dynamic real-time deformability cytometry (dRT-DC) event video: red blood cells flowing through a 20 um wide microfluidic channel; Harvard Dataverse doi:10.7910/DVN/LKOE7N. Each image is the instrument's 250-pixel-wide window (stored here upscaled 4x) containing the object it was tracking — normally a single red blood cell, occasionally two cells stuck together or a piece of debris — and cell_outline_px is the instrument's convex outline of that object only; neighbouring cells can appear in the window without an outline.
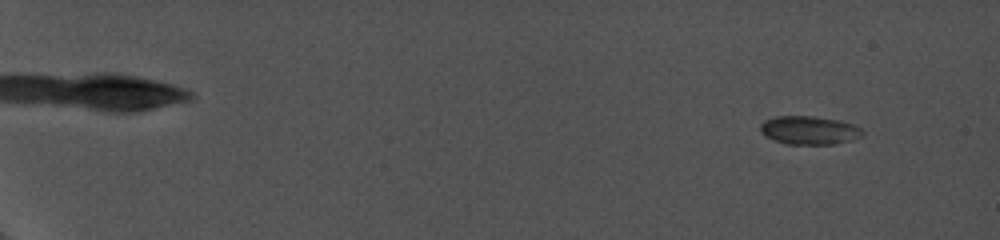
{"species": "common noctule bat (a hibernating species)", "species_latin": "Nyctalus noctula", "temperature_condition": "cold", "stored_images_in_passage": 84, "camera_frame_rate_fps": 5000, "um_per_image_px": 0.085, "animal": {"sex": "female", "body_mass_g": 19.0, "forearm_length_mm": 56.7}, "frame": {"image": 1, "passage_image": 10, "time_ms": 1.8, "image_size_px": [1000, 240], "cell_outline_px": [[864, 132], [860, 136], [852, 140], [832, 144], [784, 144], [764, 136], [760, 132], [760, 124], [764, 120], [776, 116], [812, 116], [840, 120], [852, 124], [860, 128]], "centroid_in_image_um": [68.74, 11.07], "position_along_channel_um": 16.3, "area_um2": 16.99}}
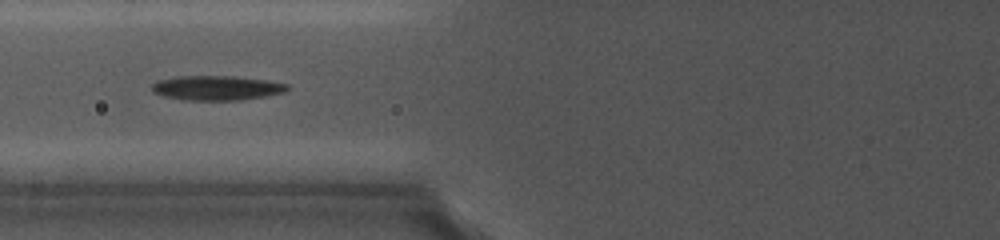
{"frame": {"image": 2, "passage_image": 37, "time_ms": 9.8, "image_size_px": [1000, 240], "cell_outline_px": [[292, 88], [284, 92], [268, 96], [240, 100], [184, 100], [164, 96], [152, 92], [152, 84], [156, 80], [176, 76], [236, 76], [268, 80], [288, 84]], "centroid_in_image_um": [18.44, 7.47], "position_along_channel_um": 107.4, "area_um2": 19.71}}
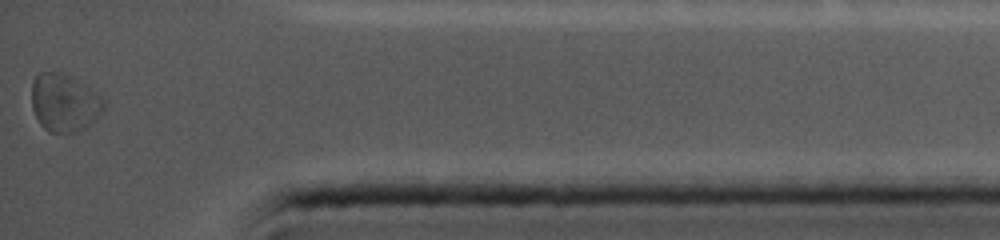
{"frame": {"image": 3, "passage_image": 84, "time_ms": 18.6, "image_size_px": [1000, 240], "cell_outline_px": [[104, 108], [80, 132], [48, 132], [40, 124], [32, 108], [32, 80], [40, 72], [60, 72], [68, 76], [88, 88], [104, 100]], "centroid_in_image_um": [5.4, 8.74], "position_along_channel_um": 429.8, "area_um2": 23.64}, "authors_computed_cell_mechanics": {"area_um2": 18.0336, "velocity_mm_per_s": 3.7723, "shape_relaxation_time_tau1_ms": 10.089, "shape_relaxation_time_tau2_ms": 3.6958, "deformation_change_tau1": 0.1599, "deformation_change_tau2": 0.1058}}